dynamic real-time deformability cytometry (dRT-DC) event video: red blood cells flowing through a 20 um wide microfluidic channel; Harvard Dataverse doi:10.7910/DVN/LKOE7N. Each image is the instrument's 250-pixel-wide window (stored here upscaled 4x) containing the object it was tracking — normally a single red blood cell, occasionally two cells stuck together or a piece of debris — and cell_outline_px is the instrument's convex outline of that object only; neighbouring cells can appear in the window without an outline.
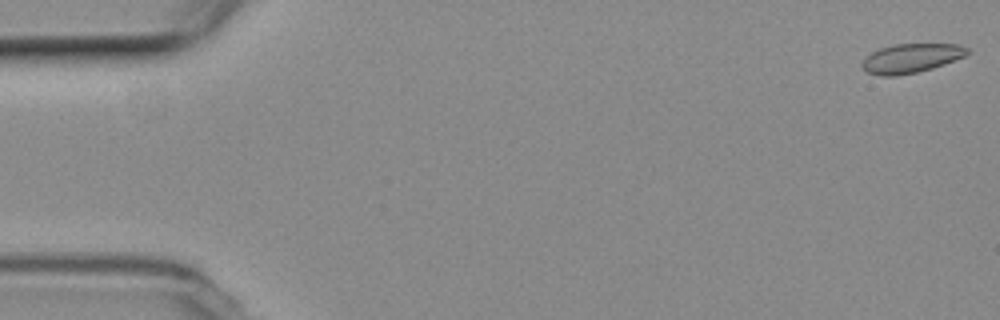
{"species": "common noctule bat (a hibernating species)", "species_latin": "Nyctalus noctula", "temperature_condition": "room temperature", "stored_images_in_passage": 9, "camera_frame_rate_fps": 3000, "um_per_image_px": 0.085, "animal": {"sex": "female", "body_mass_g": 19.3, "forearm_length_mm": 54.1}, "frame": {"image": 1, "passage_image": 1, "time_ms": 0.0, "image_size_px": [1000, 320], "cell_outline_px": [[968, 52], [964, 56], [944, 64], [932, 68], [916, 72], [896, 76], [880, 76], [868, 72], [860, 68], [860, 64], [872, 52], [880, 48], [892, 44], [956, 44], [968, 48]], "centroid_in_image_um": [77.4, 4.95], "position_along_channel_um": 7.6, "area_um2": 17.74}}